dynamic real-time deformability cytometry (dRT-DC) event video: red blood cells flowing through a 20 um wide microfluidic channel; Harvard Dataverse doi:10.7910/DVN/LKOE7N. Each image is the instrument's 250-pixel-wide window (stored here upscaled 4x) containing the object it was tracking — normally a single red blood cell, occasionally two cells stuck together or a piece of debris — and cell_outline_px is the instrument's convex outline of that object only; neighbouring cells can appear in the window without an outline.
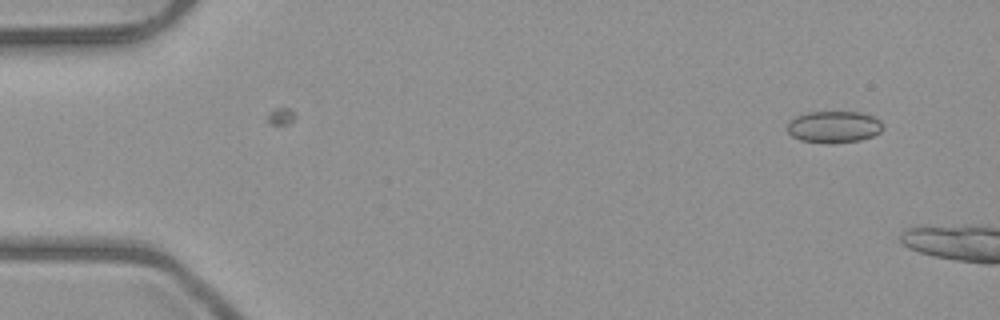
{"species": "common noctule bat (a hibernating species)", "species_latin": "Nyctalus noctula", "temperature_condition": "room temperature", "stored_images_in_passage": 2, "camera_frame_rate_fps": 3000, "um_per_image_px": 0.085, "animal": {"sex": "male", "body_mass_g": 23.1, "forearm_length_mm": 52.7}, "frame": {"image": 1, "passage_image": 1, "time_ms": 0.0, "image_size_px": [1000, 320], "cell_outline_px": [[884, 128], [880, 132], [872, 136], [860, 140], [832, 144], [828, 144], [800, 140], [792, 136], [788, 132], [788, 124], [796, 116], [808, 112], [860, 112], [872, 116], [880, 120], [884, 124]], "centroid_in_image_um": [70.91, 10.79], "position_along_channel_um": 14.1, "area_um2": 17.8}}